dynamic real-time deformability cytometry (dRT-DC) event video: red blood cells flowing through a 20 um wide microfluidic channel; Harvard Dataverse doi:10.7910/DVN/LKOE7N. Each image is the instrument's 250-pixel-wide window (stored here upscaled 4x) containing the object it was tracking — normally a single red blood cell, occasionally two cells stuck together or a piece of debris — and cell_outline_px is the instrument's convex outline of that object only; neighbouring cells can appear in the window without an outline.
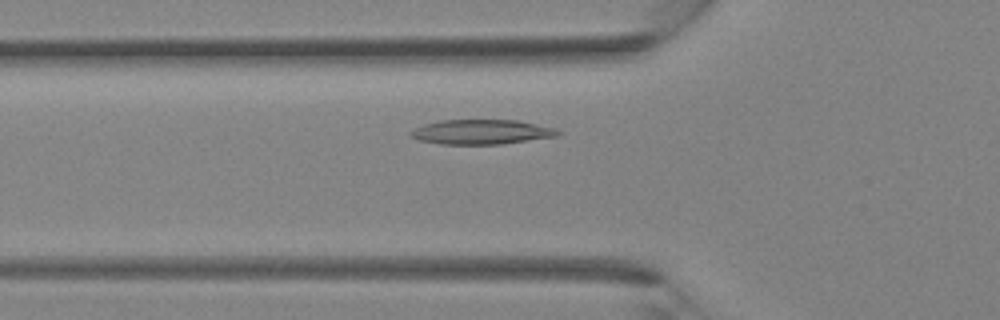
{"species": "Egyptian fruit bat (a non-hibernating species)", "species_latin": "Rousettus aegyptiacus", "temperature_condition": "room temperature", "stored_images_in_passage": 32, "camera_frame_rate_fps": 3000, "um_per_image_px": 0.085, "animal": {"sex": "female"}, "frame": {"image": 1, "passage_image": 8, "time_ms": 2.333, "image_size_px": [1000, 320], "cell_outline_px": [[560, 132], [556, 136], [500, 144], [440, 144], [420, 140], [408, 136], [408, 132], [424, 124], [440, 120], [516, 120], [556, 128]], "centroid_in_image_um": [40.87, 11.21], "position_along_channel_um": 84.9, "area_um2": 21.04}}
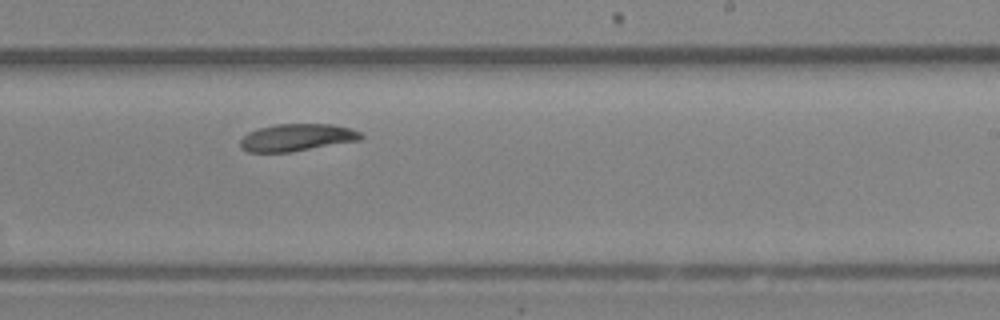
{"frame": {"image": 2, "passage_image": 18, "time_ms": 5.667, "image_size_px": [1000, 320], "cell_outline_px": [[364, 136], [360, 140], [292, 152], [248, 152], [240, 148], [240, 140], [248, 132], [260, 128], [276, 124], [332, 124], [352, 128], [360, 132]], "centroid_in_image_um": [25.25, 11.69], "position_along_channel_um": 263.8, "area_um2": 19.25}}
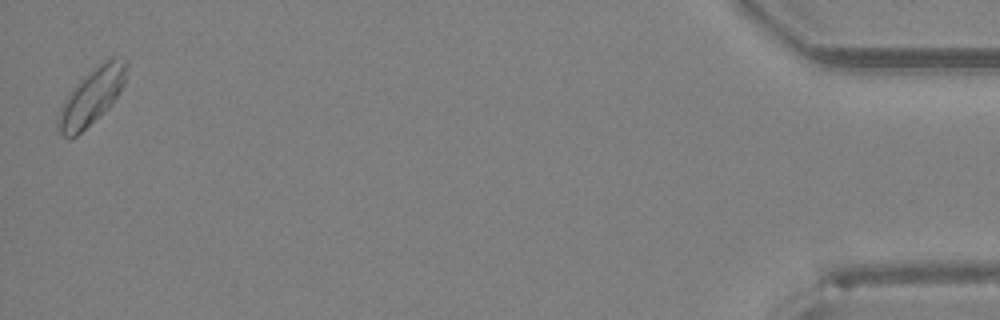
{"frame": {"image": 3, "passage_image": 32, "time_ms": 10.333, "image_size_px": [1000, 320], "cell_outline_px": [[128, 68], [124, 84], [120, 92], [112, 104], [108, 108], [76, 136], [64, 136], [60, 132], [56, 124], [56, 116], [68, 92], [88, 72], [104, 60], [112, 56], [116, 56], [128, 60]], "centroid_in_image_um": [7.81, 8.15], "position_along_channel_um": 427.4, "area_um2": 22.54}}